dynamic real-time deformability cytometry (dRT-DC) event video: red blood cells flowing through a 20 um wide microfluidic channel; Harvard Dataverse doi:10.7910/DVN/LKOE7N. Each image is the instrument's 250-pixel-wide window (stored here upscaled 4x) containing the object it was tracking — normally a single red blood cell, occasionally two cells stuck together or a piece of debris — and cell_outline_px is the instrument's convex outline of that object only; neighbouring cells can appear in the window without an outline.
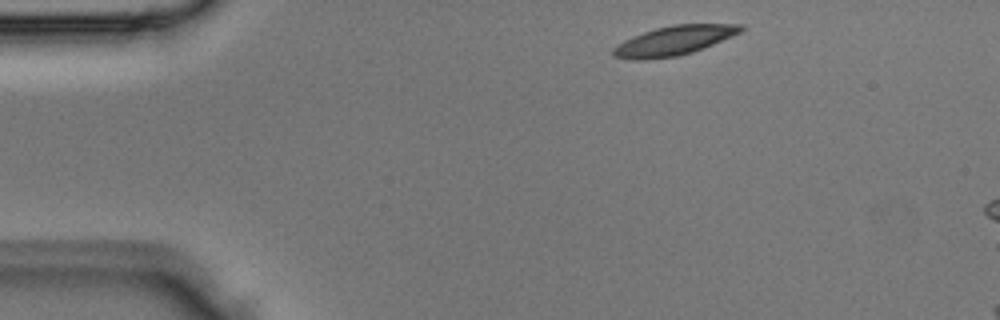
{"species": "Egyptian fruit bat (a non-hibernating species)", "species_latin": "Rousettus aegyptiacus", "temperature_condition": "room temperature", "stored_images_in_passage": 3, "camera_frame_rate_fps": 3000, "um_per_image_px": 0.085, "animal": {"sex": "male"}, "frame": {"image": 1, "passage_image": 1, "time_ms": 0.0, "image_size_px": [1000, 320], "cell_outline_px": [[744, 28], [740, 32], [732, 36], [692, 52], [676, 56], [640, 60], [632, 60], [612, 56], [612, 48], [624, 40], [632, 36], [656, 28], [672, 24], [744, 24]], "centroid_in_image_um": [57.25, 3.45], "position_along_channel_um": 27.7, "area_um2": 21.68}}